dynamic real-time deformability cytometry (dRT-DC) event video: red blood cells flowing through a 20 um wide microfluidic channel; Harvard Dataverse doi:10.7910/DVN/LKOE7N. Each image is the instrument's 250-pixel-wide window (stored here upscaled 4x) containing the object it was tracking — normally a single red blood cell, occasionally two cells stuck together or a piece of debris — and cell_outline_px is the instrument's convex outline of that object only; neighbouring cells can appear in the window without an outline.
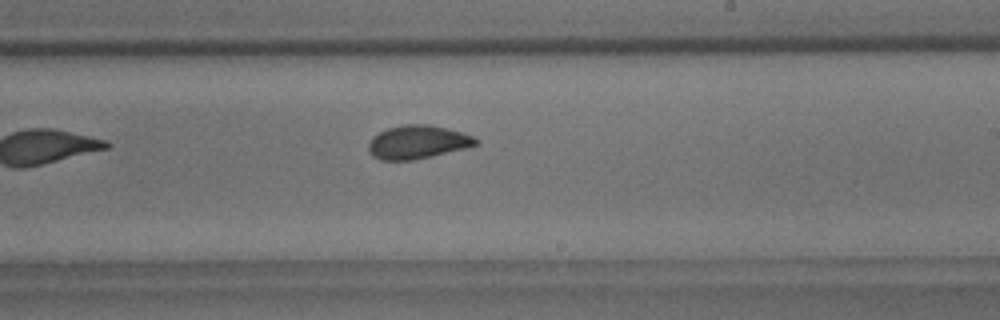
{"species": "common noctule bat (a hibernating species)", "species_latin": "Nyctalus noctula", "temperature_condition": "room temperature", "stored_images_in_passage": 9, "camera_frame_rate_fps": 3000, "um_per_image_px": 0.085, "animal": {"sex": "male", "body_mass_g": 18.8}, "frame": {"image": 1, "passage_image": 9, "time_ms": 9.333, "image_size_px": [1000, 320], "cell_outline_px": [[480, 144], [468, 148], [432, 156], [412, 160], [380, 160], [372, 156], [368, 152], [368, 144], [372, 136], [388, 128], [404, 124], [428, 124], [460, 132], [472, 136], [480, 140]], "centroid_in_image_um": [35.49, 12.09], "position_along_channel_um": 253.5, "area_um2": 21.04}}